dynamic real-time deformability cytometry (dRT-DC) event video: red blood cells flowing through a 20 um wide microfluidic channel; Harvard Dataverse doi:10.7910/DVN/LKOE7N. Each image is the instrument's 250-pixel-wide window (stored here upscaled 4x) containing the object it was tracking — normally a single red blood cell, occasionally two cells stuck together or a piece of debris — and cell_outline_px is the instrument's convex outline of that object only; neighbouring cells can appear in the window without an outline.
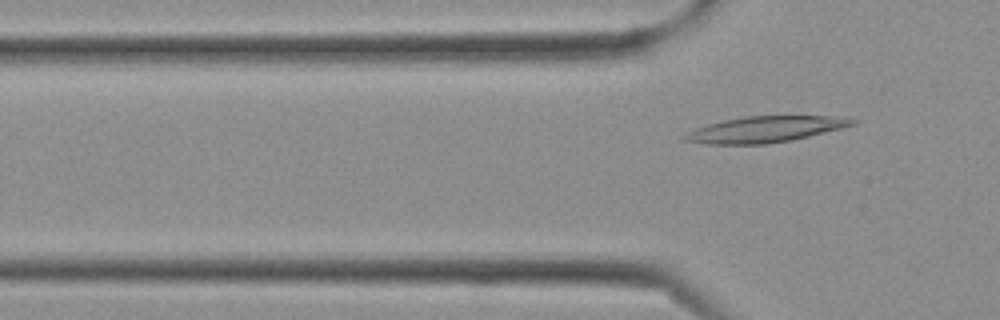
{"species": "Egyptian fruit bat (a non-hibernating species)", "species_latin": "Rousettus aegyptiacus", "temperature_condition": "cold", "stored_images_in_passage": 4, "camera_frame_rate_fps": 3000, "um_per_image_px": 0.085, "frame": {"image": 1, "passage_image": 4, "time_ms": 1.0, "image_size_px": [1000, 320], "cell_outline_px": [[860, 120], [856, 124], [792, 140], [764, 144], [708, 144], [684, 140], [680, 136], [696, 128], [708, 124], [724, 120], [744, 116], [848, 116]], "centroid_in_image_um": [65.08, 10.98], "position_along_channel_um": 60.7, "area_um2": 25.43}}